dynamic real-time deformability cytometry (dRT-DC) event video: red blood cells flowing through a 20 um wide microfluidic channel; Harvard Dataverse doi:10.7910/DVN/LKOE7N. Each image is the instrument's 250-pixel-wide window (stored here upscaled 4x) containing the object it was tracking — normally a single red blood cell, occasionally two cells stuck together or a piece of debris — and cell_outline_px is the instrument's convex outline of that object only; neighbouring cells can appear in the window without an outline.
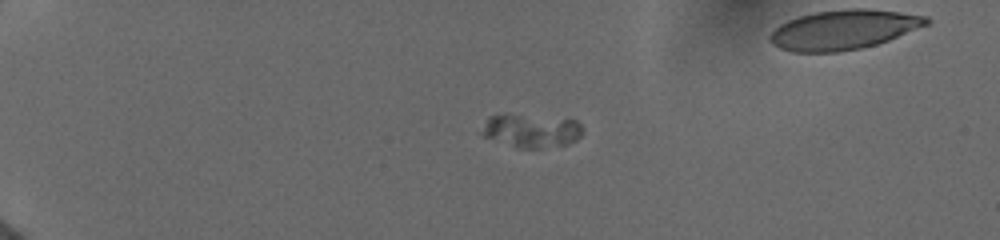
{"species": "human", "species_latin": "Homo sapiens", "temperature_condition": "cold", "stored_images_in_passage": 75, "segment_of_instrument_passage": [1, 2], "camera_frame_rate_fps": 3000, "um_per_image_px": 0.085, "donor": {"sex": "female"}, "frame": {"image": 1, "passage_image": 1, "time_ms": 0.0, "image_size_px": [1000, 240], "cell_outline_px": [[584, 132], [576, 140], [568, 144], [536, 148], [516, 148], [484, 136], [484, 128], [488, 116], [520, 116], [576, 120], [580, 124]], "centroid_in_image_um": [45.22, 11.15], "position_along_channel_um": 39.8, "area_um2": 18.73}}
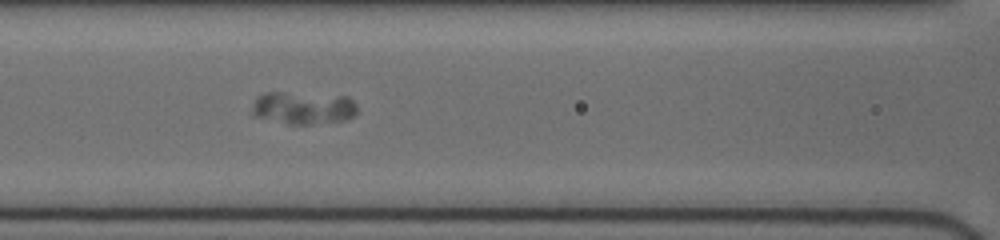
{"frame": {"image": 2, "passage_image": 29, "time_ms": 4.333, "image_size_px": [1000, 240], "cell_outline_px": [[356, 116], [348, 120], [312, 124], [288, 124], [256, 116], [252, 112], [252, 108], [256, 96], [264, 92], [280, 92], [348, 96], [356, 104]], "centroid_in_image_um": [25.81, 9.17], "position_along_channel_um": 140.8, "area_um2": 20.11}}
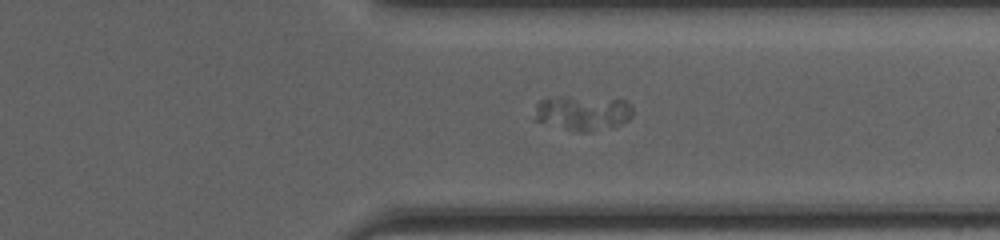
{"frame": {"image": 3, "passage_image": 64, "time_ms": 10.0, "image_size_px": [1000, 240], "cell_outline_px": [[632, 116], [628, 120], [620, 124], [588, 132], [580, 132], [532, 120], [536, 104], [540, 100], [624, 100], [632, 108]], "centroid_in_image_um": [49.52, 9.68], "position_along_channel_um": 361.9, "area_um2": 18.5}}